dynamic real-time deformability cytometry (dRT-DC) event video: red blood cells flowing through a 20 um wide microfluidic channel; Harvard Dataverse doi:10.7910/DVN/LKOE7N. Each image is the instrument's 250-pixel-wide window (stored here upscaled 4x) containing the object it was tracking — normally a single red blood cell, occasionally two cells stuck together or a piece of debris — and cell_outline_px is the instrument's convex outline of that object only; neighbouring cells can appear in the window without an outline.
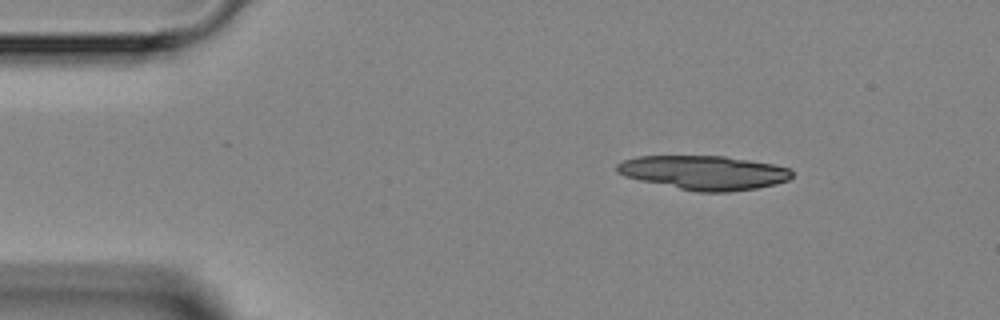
{"species": "Egyptian fruit bat (a non-hibernating species)", "species_latin": "Rousettus aegyptiacus", "temperature_condition": "room temperature", "stored_images_in_passage": 5, "camera_frame_rate_fps": 3000, "um_per_image_px": 0.085, "animal": {"sex": "female"}, "frame": {"image": 1, "passage_image": 1, "time_ms": 0.0, "image_size_px": [1000, 320], "cell_outline_px": [[792, 176], [788, 180], [776, 184], [756, 188], [728, 192], [696, 192], [640, 180], [624, 176], [616, 172], [616, 164], [624, 160], [636, 156], [724, 156], [772, 164], [792, 168]], "centroid_in_image_um": [59.83, 14.67], "position_along_channel_um": 25.2, "area_um2": 34.8}}
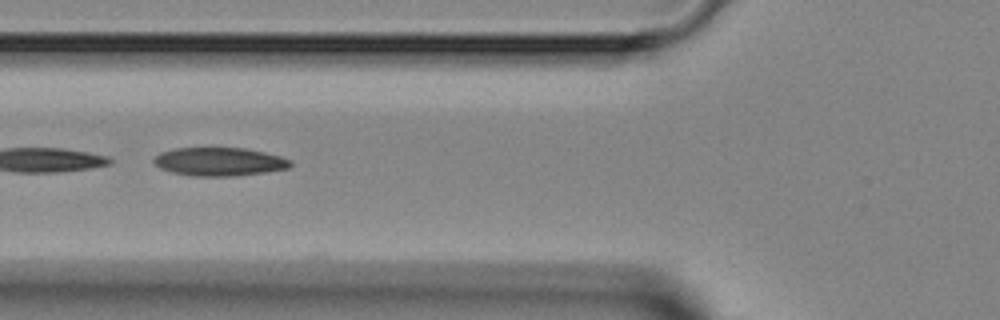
{"frame": {"image": 2, "passage_image": 4, "time_ms": 3.667, "image_size_px": [1000, 320], "cell_outline_px": [[292, 164], [288, 168], [264, 172], [236, 176], [196, 176], [172, 172], [160, 168], [152, 160], [160, 152], [176, 148], [244, 148], [264, 152], [280, 156], [292, 160]], "centroid_in_image_um": [18.65, 13.74], "position_along_channel_um": 107.1, "area_um2": 22.48}}
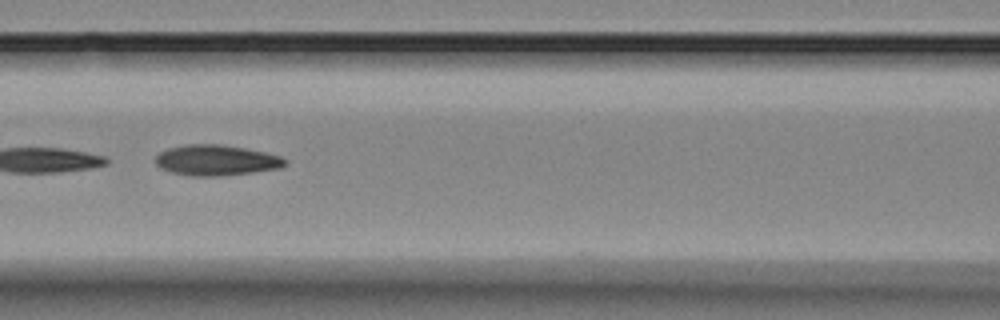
{"frame": {"image": 3, "passage_image": 5, "time_ms": 4.667, "image_size_px": [1000, 320], "cell_outline_px": [[288, 164], [280, 168], [216, 176], [192, 176], [172, 172], [160, 168], [156, 164], [156, 156], [160, 152], [168, 148], [184, 144], [224, 144], [264, 152], [280, 156], [288, 160]], "centroid_in_image_um": [18.37, 13.6], "position_along_channel_um": 148.2, "area_um2": 23.0}}